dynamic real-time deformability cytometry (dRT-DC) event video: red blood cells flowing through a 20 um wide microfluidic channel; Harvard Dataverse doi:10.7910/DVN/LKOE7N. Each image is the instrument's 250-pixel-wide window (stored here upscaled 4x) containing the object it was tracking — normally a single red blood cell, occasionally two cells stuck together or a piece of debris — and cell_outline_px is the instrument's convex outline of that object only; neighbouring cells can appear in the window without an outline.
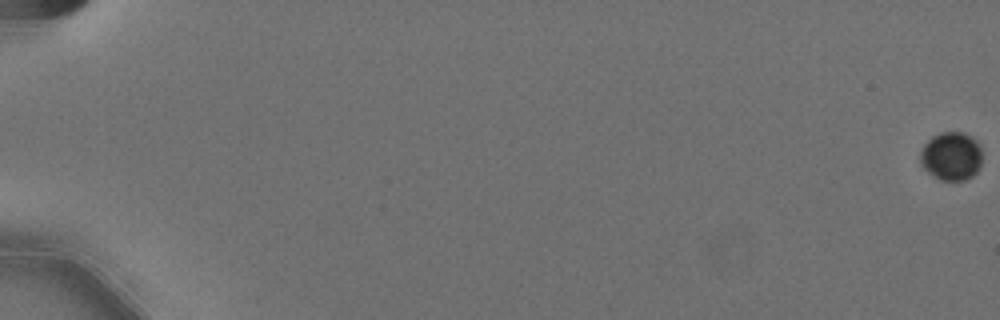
{"species": "Egyptian fruit bat (a non-hibernating species)", "species_latin": "Rousettus aegyptiacus", "temperature_condition": "cold", "stored_images_in_passage": 27, "camera_frame_rate_fps": 3000, "um_per_image_px": 0.085, "animal": {"sex": "female"}, "frame": {"image": 1, "passage_image": 1, "time_ms": 0.0, "image_size_px": [1000, 320], "cell_outline_px": [[980, 168], [968, 180], [940, 180], [932, 176], [920, 164], [920, 152], [924, 144], [932, 136], [940, 132], [964, 132], [972, 136], [980, 144]], "centroid_in_image_um": [80.85, 13.27], "position_along_channel_um": 4.2, "area_um2": 17.69}}
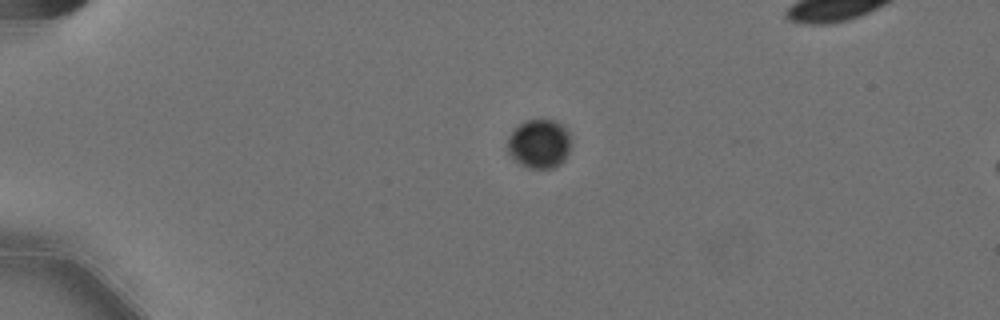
{"frame": {"image": 2, "passage_image": 17, "time_ms": 5.333, "image_size_px": [1000, 320], "cell_outline_px": [[572, 144], [564, 160], [560, 164], [552, 168], [528, 168], [520, 164], [508, 152], [508, 136], [520, 124], [528, 120], [556, 120], [564, 124], [572, 136]], "centroid_in_image_um": [45.9, 12.21], "position_along_channel_um": 39.1, "area_um2": 18.32}}